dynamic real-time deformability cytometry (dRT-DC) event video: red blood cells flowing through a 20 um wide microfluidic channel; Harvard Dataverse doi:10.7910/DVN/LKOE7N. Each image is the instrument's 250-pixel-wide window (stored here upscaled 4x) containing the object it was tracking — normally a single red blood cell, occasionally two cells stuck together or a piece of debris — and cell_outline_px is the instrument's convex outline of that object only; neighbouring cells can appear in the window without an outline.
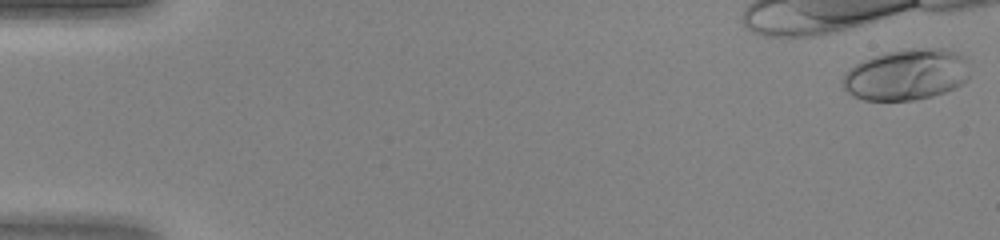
{"species": "human", "species_latin": "Homo sapiens", "temperature_condition": "warm", "stored_images_in_passage": 10, "camera_frame_rate_fps": 3000, "um_per_image_px": 0.085, "donor": {"sex": "female"}, "frame": {"image": 1, "passage_image": 1, "time_ms": 0.0, "image_size_px": [1000, 240], "cell_outline_px": [[968, 80], [956, 88], [932, 96], [912, 100], [864, 100], [852, 96], [844, 88], [840, 80], [844, 72], [848, 68], [864, 60], [884, 52], [908, 48], [944, 48], [956, 52], [964, 56], [968, 76]], "centroid_in_image_um": [77.01, 6.34], "position_along_channel_um": 8.0, "area_um2": 38.09}}